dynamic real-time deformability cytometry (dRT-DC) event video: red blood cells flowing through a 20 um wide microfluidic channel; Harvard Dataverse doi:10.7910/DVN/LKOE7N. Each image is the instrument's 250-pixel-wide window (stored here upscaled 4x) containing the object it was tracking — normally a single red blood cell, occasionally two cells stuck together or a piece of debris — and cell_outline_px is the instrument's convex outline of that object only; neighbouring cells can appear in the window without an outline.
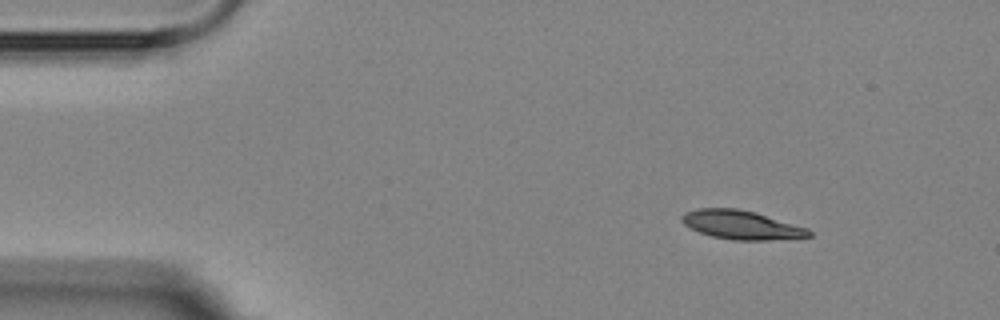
{"species": "Egyptian fruit bat (a non-hibernating species)", "species_latin": "Rousettus aegyptiacus", "temperature_condition": "room temperature", "stored_images_in_passage": 3, "camera_frame_rate_fps": 3000, "um_per_image_px": 0.085, "animal": {"sex": "female"}, "frame": {"image": 1, "passage_image": 1, "time_ms": 0.0, "image_size_px": [1000, 320], "cell_outline_px": [[812, 236], [768, 240], [732, 240], [712, 236], [700, 232], [684, 224], [680, 220], [680, 216], [684, 212], [696, 208], [736, 208], [752, 212], [808, 228], [812, 232]], "centroid_in_image_um": [62.97, 19.11], "position_along_channel_um": 22.0, "area_um2": 21.1}}